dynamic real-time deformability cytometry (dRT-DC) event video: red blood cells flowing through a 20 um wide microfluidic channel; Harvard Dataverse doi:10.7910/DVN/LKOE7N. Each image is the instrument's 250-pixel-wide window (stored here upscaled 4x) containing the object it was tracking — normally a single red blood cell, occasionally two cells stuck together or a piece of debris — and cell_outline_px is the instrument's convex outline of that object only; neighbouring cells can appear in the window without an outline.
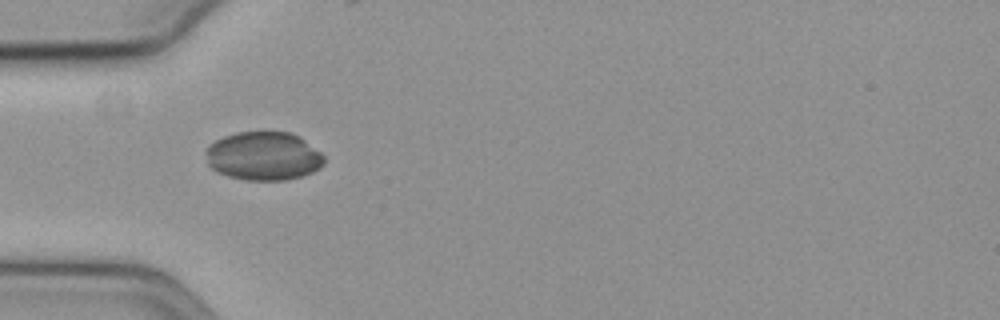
{"species": "common noctule bat (a hibernating species)", "species_latin": "Nyctalus noctula", "temperature_condition": "cold", "stored_images_in_passage": 38, "camera_frame_rate_fps": 3000, "um_per_image_px": 0.085, "animal": {"sex": "female", "body_mass_g": 19.3, "forearm_length_mm": 54.1}, "frame": {"image": 1, "passage_image": 2, "time_ms": 0.333, "image_size_px": [1000, 320], "cell_outline_px": [[324, 164], [320, 168], [312, 172], [288, 180], [244, 180], [228, 176], [216, 172], [208, 164], [204, 152], [208, 144], [224, 136], [236, 132], [292, 132], [300, 136], [320, 152], [324, 156]], "centroid_in_image_um": [22.38, 13.26], "position_along_channel_um": 62.6, "area_um2": 33.81}}
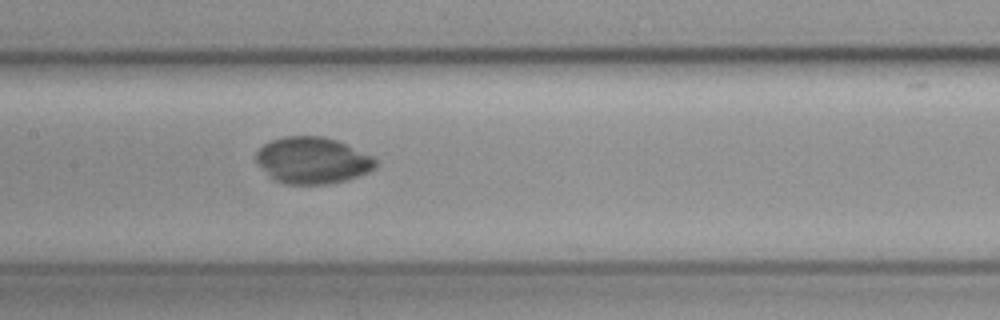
{"frame": {"image": 2, "passage_image": 12, "time_ms": 3.667, "image_size_px": [1000, 320], "cell_outline_px": [[376, 168], [368, 172], [344, 180], [328, 184], [284, 184], [272, 180], [256, 164], [256, 152], [264, 144], [272, 140], [284, 136], [324, 136], [336, 140], [372, 156], [376, 160]], "centroid_in_image_um": [26.51, 13.64], "position_along_channel_um": 180.9, "area_um2": 32.48}}
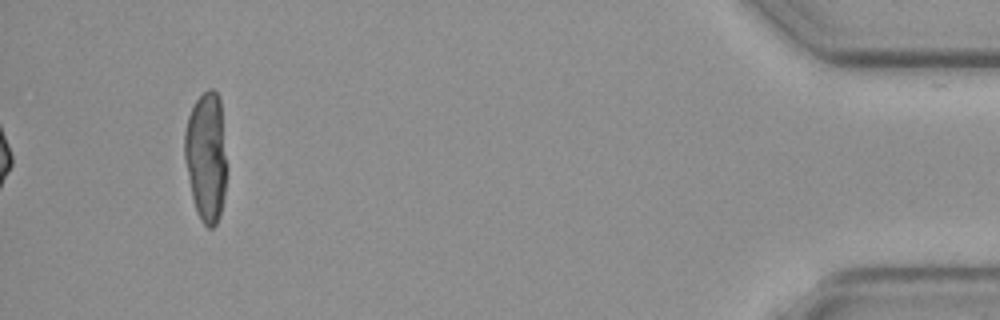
{"frame": {"image": 3, "passage_image": 38, "time_ms": 12.333, "image_size_px": [1000, 320], "cell_outline_px": [[228, 172], [224, 196], [220, 216], [216, 224], [212, 228], [208, 228], [200, 220], [196, 212], [192, 196], [184, 160], [184, 132], [188, 116], [196, 100], [208, 88], [212, 88], [220, 96], [228, 168]], "centroid_in_image_um": [17.55, 13.33], "position_along_channel_um": 417.6, "area_um2": 32.66}}